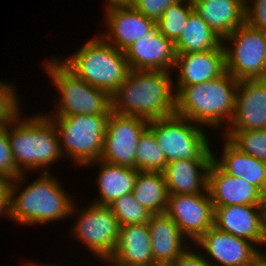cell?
Listing matches in <instances>:
<instances>
[{
	"label": "cell",
	"mask_w": 266,
	"mask_h": 266,
	"mask_svg": "<svg viewBox=\"0 0 266 266\" xmlns=\"http://www.w3.org/2000/svg\"><path fill=\"white\" fill-rule=\"evenodd\" d=\"M132 193L152 214L166 212L168 191L162 172L140 171Z\"/></svg>",
	"instance_id": "27"
},
{
	"label": "cell",
	"mask_w": 266,
	"mask_h": 266,
	"mask_svg": "<svg viewBox=\"0 0 266 266\" xmlns=\"http://www.w3.org/2000/svg\"><path fill=\"white\" fill-rule=\"evenodd\" d=\"M19 112L7 123L8 140L13 159L21 174L25 170L49 167L63 157L56 126L47 115L20 119ZM12 128H11V127Z\"/></svg>",
	"instance_id": "4"
},
{
	"label": "cell",
	"mask_w": 266,
	"mask_h": 266,
	"mask_svg": "<svg viewBox=\"0 0 266 266\" xmlns=\"http://www.w3.org/2000/svg\"><path fill=\"white\" fill-rule=\"evenodd\" d=\"M245 7H246V5H247V3H248V1L247 0H239Z\"/></svg>",
	"instance_id": "43"
},
{
	"label": "cell",
	"mask_w": 266,
	"mask_h": 266,
	"mask_svg": "<svg viewBox=\"0 0 266 266\" xmlns=\"http://www.w3.org/2000/svg\"><path fill=\"white\" fill-rule=\"evenodd\" d=\"M224 137L239 151L266 163V130H226Z\"/></svg>",
	"instance_id": "30"
},
{
	"label": "cell",
	"mask_w": 266,
	"mask_h": 266,
	"mask_svg": "<svg viewBox=\"0 0 266 266\" xmlns=\"http://www.w3.org/2000/svg\"><path fill=\"white\" fill-rule=\"evenodd\" d=\"M169 71L130 70L111 95L112 112L147 120L169 117L176 111V93Z\"/></svg>",
	"instance_id": "1"
},
{
	"label": "cell",
	"mask_w": 266,
	"mask_h": 266,
	"mask_svg": "<svg viewBox=\"0 0 266 266\" xmlns=\"http://www.w3.org/2000/svg\"><path fill=\"white\" fill-rule=\"evenodd\" d=\"M195 243L199 245L198 248L207 252L206 255L209 254L211 258L206 261L211 266H216L212 264V258L221 266H253L264 255L263 251L256 249L253 242L235 237L214 226Z\"/></svg>",
	"instance_id": "13"
},
{
	"label": "cell",
	"mask_w": 266,
	"mask_h": 266,
	"mask_svg": "<svg viewBox=\"0 0 266 266\" xmlns=\"http://www.w3.org/2000/svg\"><path fill=\"white\" fill-rule=\"evenodd\" d=\"M46 74L50 75L59 91L60 100L55 105V116L74 114L110 115L111 95L103 89L95 88L76 76L57 58L44 64Z\"/></svg>",
	"instance_id": "7"
},
{
	"label": "cell",
	"mask_w": 266,
	"mask_h": 266,
	"mask_svg": "<svg viewBox=\"0 0 266 266\" xmlns=\"http://www.w3.org/2000/svg\"><path fill=\"white\" fill-rule=\"evenodd\" d=\"M246 5L245 22L250 26L266 31V0L248 1ZM252 5H249V4Z\"/></svg>",
	"instance_id": "35"
},
{
	"label": "cell",
	"mask_w": 266,
	"mask_h": 266,
	"mask_svg": "<svg viewBox=\"0 0 266 266\" xmlns=\"http://www.w3.org/2000/svg\"><path fill=\"white\" fill-rule=\"evenodd\" d=\"M263 197L266 198V184H265V188H264V194Z\"/></svg>",
	"instance_id": "45"
},
{
	"label": "cell",
	"mask_w": 266,
	"mask_h": 266,
	"mask_svg": "<svg viewBox=\"0 0 266 266\" xmlns=\"http://www.w3.org/2000/svg\"><path fill=\"white\" fill-rule=\"evenodd\" d=\"M36 264H37L38 266H56V265H54V264H53V265H49V263H48V264H46V263H45V264H43V263H42V264H41V263H40V264H39V263H36Z\"/></svg>",
	"instance_id": "41"
},
{
	"label": "cell",
	"mask_w": 266,
	"mask_h": 266,
	"mask_svg": "<svg viewBox=\"0 0 266 266\" xmlns=\"http://www.w3.org/2000/svg\"><path fill=\"white\" fill-rule=\"evenodd\" d=\"M253 266H266V253Z\"/></svg>",
	"instance_id": "40"
},
{
	"label": "cell",
	"mask_w": 266,
	"mask_h": 266,
	"mask_svg": "<svg viewBox=\"0 0 266 266\" xmlns=\"http://www.w3.org/2000/svg\"><path fill=\"white\" fill-rule=\"evenodd\" d=\"M25 175L26 173L21 174L14 181L8 182L9 218L23 225H33L59 221L74 215L76 209L70 195L64 192L48 169L45 168L43 174L40 173L41 177L27 185L20 193L19 185L27 177Z\"/></svg>",
	"instance_id": "2"
},
{
	"label": "cell",
	"mask_w": 266,
	"mask_h": 266,
	"mask_svg": "<svg viewBox=\"0 0 266 266\" xmlns=\"http://www.w3.org/2000/svg\"><path fill=\"white\" fill-rule=\"evenodd\" d=\"M193 10L191 0H180L177 3L168 6L164 10L162 17L156 22L159 32L175 42L180 37L187 19Z\"/></svg>",
	"instance_id": "29"
},
{
	"label": "cell",
	"mask_w": 266,
	"mask_h": 266,
	"mask_svg": "<svg viewBox=\"0 0 266 266\" xmlns=\"http://www.w3.org/2000/svg\"><path fill=\"white\" fill-rule=\"evenodd\" d=\"M238 82L225 71L215 79L183 86L176 93L175 114L203 127L217 128L225 120L229 124L235 111Z\"/></svg>",
	"instance_id": "3"
},
{
	"label": "cell",
	"mask_w": 266,
	"mask_h": 266,
	"mask_svg": "<svg viewBox=\"0 0 266 266\" xmlns=\"http://www.w3.org/2000/svg\"><path fill=\"white\" fill-rule=\"evenodd\" d=\"M113 266H155L148 225L120 226L113 255L107 260Z\"/></svg>",
	"instance_id": "20"
},
{
	"label": "cell",
	"mask_w": 266,
	"mask_h": 266,
	"mask_svg": "<svg viewBox=\"0 0 266 266\" xmlns=\"http://www.w3.org/2000/svg\"><path fill=\"white\" fill-rule=\"evenodd\" d=\"M166 157L159 147L154 133L147 128L141 135L136 150V169L138 171L162 172Z\"/></svg>",
	"instance_id": "28"
},
{
	"label": "cell",
	"mask_w": 266,
	"mask_h": 266,
	"mask_svg": "<svg viewBox=\"0 0 266 266\" xmlns=\"http://www.w3.org/2000/svg\"><path fill=\"white\" fill-rule=\"evenodd\" d=\"M155 266H175L174 264H158V265H155Z\"/></svg>",
	"instance_id": "42"
},
{
	"label": "cell",
	"mask_w": 266,
	"mask_h": 266,
	"mask_svg": "<svg viewBox=\"0 0 266 266\" xmlns=\"http://www.w3.org/2000/svg\"><path fill=\"white\" fill-rule=\"evenodd\" d=\"M108 31L101 36L118 50L124 51L132 43L156 27V21L138 12L130 3L106 9Z\"/></svg>",
	"instance_id": "16"
},
{
	"label": "cell",
	"mask_w": 266,
	"mask_h": 266,
	"mask_svg": "<svg viewBox=\"0 0 266 266\" xmlns=\"http://www.w3.org/2000/svg\"><path fill=\"white\" fill-rule=\"evenodd\" d=\"M52 117V118H51ZM49 118L56 126L62 155L81 166L96 164L100 159L109 115L74 114Z\"/></svg>",
	"instance_id": "6"
},
{
	"label": "cell",
	"mask_w": 266,
	"mask_h": 266,
	"mask_svg": "<svg viewBox=\"0 0 266 266\" xmlns=\"http://www.w3.org/2000/svg\"><path fill=\"white\" fill-rule=\"evenodd\" d=\"M174 68L179 72L174 86L177 93L183 86L220 77L226 71L225 49L177 54Z\"/></svg>",
	"instance_id": "19"
},
{
	"label": "cell",
	"mask_w": 266,
	"mask_h": 266,
	"mask_svg": "<svg viewBox=\"0 0 266 266\" xmlns=\"http://www.w3.org/2000/svg\"><path fill=\"white\" fill-rule=\"evenodd\" d=\"M12 84L0 81V125L7 124L19 113V99Z\"/></svg>",
	"instance_id": "33"
},
{
	"label": "cell",
	"mask_w": 266,
	"mask_h": 266,
	"mask_svg": "<svg viewBox=\"0 0 266 266\" xmlns=\"http://www.w3.org/2000/svg\"><path fill=\"white\" fill-rule=\"evenodd\" d=\"M61 62L76 76L112 95L126 80L130 68L122 50L100 35Z\"/></svg>",
	"instance_id": "5"
},
{
	"label": "cell",
	"mask_w": 266,
	"mask_h": 266,
	"mask_svg": "<svg viewBox=\"0 0 266 266\" xmlns=\"http://www.w3.org/2000/svg\"><path fill=\"white\" fill-rule=\"evenodd\" d=\"M97 161L101 169L96 179L100 200L96 199L94 204L108 206L123 195L133 192L140 171L136 168L110 164L101 159Z\"/></svg>",
	"instance_id": "25"
},
{
	"label": "cell",
	"mask_w": 266,
	"mask_h": 266,
	"mask_svg": "<svg viewBox=\"0 0 266 266\" xmlns=\"http://www.w3.org/2000/svg\"><path fill=\"white\" fill-rule=\"evenodd\" d=\"M107 7L129 4L131 0H107Z\"/></svg>",
	"instance_id": "38"
},
{
	"label": "cell",
	"mask_w": 266,
	"mask_h": 266,
	"mask_svg": "<svg viewBox=\"0 0 266 266\" xmlns=\"http://www.w3.org/2000/svg\"><path fill=\"white\" fill-rule=\"evenodd\" d=\"M165 213L176 223L181 234L193 242L214 226V206L208 190L196 194L168 195Z\"/></svg>",
	"instance_id": "12"
},
{
	"label": "cell",
	"mask_w": 266,
	"mask_h": 266,
	"mask_svg": "<svg viewBox=\"0 0 266 266\" xmlns=\"http://www.w3.org/2000/svg\"><path fill=\"white\" fill-rule=\"evenodd\" d=\"M226 130H266L265 79L238 82L235 111Z\"/></svg>",
	"instance_id": "15"
},
{
	"label": "cell",
	"mask_w": 266,
	"mask_h": 266,
	"mask_svg": "<svg viewBox=\"0 0 266 266\" xmlns=\"http://www.w3.org/2000/svg\"><path fill=\"white\" fill-rule=\"evenodd\" d=\"M200 253H196L187 248V250L173 263L175 266H211Z\"/></svg>",
	"instance_id": "36"
},
{
	"label": "cell",
	"mask_w": 266,
	"mask_h": 266,
	"mask_svg": "<svg viewBox=\"0 0 266 266\" xmlns=\"http://www.w3.org/2000/svg\"><path fill=\"white\" fill-rule=\"evenodd\" d=\"M21 173L18 171L11 152L7 124L0 125V179L14 181Z\"/></svg>",
	"instance_id": "32"
},
{
	"label": "cell",
	"mask_w": 266,
	"mask_h": 266,
	"mask_svg": "<svg viewBox=\"0 0 266 266\" xmlns=\"http://www.w3.org/2000/svg\"><path fill=\"white\" fill-rule=\"evenodd\" d=\"M130 70L169 71L176 61L175 43L156 26L124 50Z\"/></svg>",
	"instance_id": "14"
},
{
	"label": "cell",
	"mask_w": 266,
	"mask_h": 266,
	"mask_svg": "<svg viewBox=\"0 0 266 266\" xmlns=\"http://www.w3.org/2000/svg\"><path fill=\"white\" fill-rule=\"evenodd\" d=\"M155 263L173 264L187 249L176 223L166 214H152L147 223Z\"/></svg>",
	"instance_id": "22"
},
{
	"label": "cell",
	"mask_w": 266,
	"mask_h": 266,
	"mask_svg": "<svg viewBox=\"0 0 266 266\" xmlns=\"http://www.w3.org/2000/svg\"><path fill=\"white\" fill-rule=\"evenodd\" d=\"M262 206H263L264 233L266 237V198H264Z\"/></svg>",
	"instance_id": "39"
},
{
	"label": "cell",
	"mask_w": 266,
	"mask_h": 266,
	"mask_svg": "<svg viewBox=\"0 0 266 266\" xmlns=\"http://www.w3.org/2000/svg\"><path fill=\"white\" fill-rule=\"evenodd\" d=\"M212 161L213 159H180L166 164L162 173L168 195L206 192L208 170Z\"/></svg>",
	"instance_id": "21"
},
{
	"label": "cell",
	"mask_w": 266,
	"mask_h": 266,
	"mask_svg": "<svg viewBox=\"0 0 266 266\" xmlns=\"http://www.w3.org/2000/svg\"><path fill=\"white\" fill-rule=\"evenodd\" d=\"M27 266H38L36 263L30 262Z\"/></svg>",
	"instance_id": "44"
},
{
	"label": "cell",
	"mask_w": 266,
	"mask_h": 266,
	"mask_svg": "<svg viewBox=\"0 0 266 266\" xmlns=\"http://www.w3.org/2000/svg\"><path fill=\"white\" fill-rule=\"evenodd\" d=\"M207 190L213 206L263 205V193L256 186L229 175L214 161L208 170Z\"/></svg>",
	"instance_id": "18"
},
{
	"label": "cell",
	"mask_w": 266,
	"mask_h": 266,
	"mask_svg": "<svg viewBox=\"0 0 266 266\" xmlns=\"http://www.w3.org/2000/svg\"><path fill=\"white\" fill-rule=\"evenodd\" d=\"M149 120L111 112L107 121L101 160L129 168H136V150Z\"/></svg>",
	"instance_id": "11"
},
{
	"label": "cell",
	"mask_w": 266,
	"mask_h": 266,
	"mask_svg": "<svg viewBox=\"0 0 266 266\" xmlns=\"http://www.w3.org/2000/svg\"><path fill=\"white\" fill-rule=\"evenodd\" d=\"M108 207L118 219L120 226L148 223L152 215L135 199L133 193L123 195Z\"/></svg>",
	"instance_id": "31"
},
{
	"label": "cell",
	"mask_w": 266,
	"mask_h": 266,
	"mask_svg": "<svg viewBox=\"0 0 266 266\" xmlns=\"http://www.w3.org/2000/svg\"><path fill=\"white\" fill-rule=\"evenodd\" d=\"M194 11L222 39L245 22L246 7L239 0H191Z\"/></svg>",
	"instance_id": "23"
},
{
	"label": "cell",
	"mask_w": 266,
	"mask_h": 266,
	"mask_svg": "<svg viewBox=\"0 0 266 266\" xmlns=\"http://www.w3.org/2000/svg\"><path fill=\"white\" fill-rule=\"evenodd\" d=\"M224 41L226 72L238 81L266 78V31L244 22Z\"/></svg>",
	"instance_id": "9"
},
{
	"label": "cell",
	"mask_w": 266,
	"mask_h": 266,
	"mask_svg": "<svg viewBox=\"0 0 266 266\" xmlns=\"http://www.w3.org/2000/svg\"><path fill=\"white\" fill-rule=\"evenodd\" d=\"M73 226V235L88 248L92 254L107 261L114 253L120 232V224L108 206L90 204L78 215Z\"/></svg>",
	"instance_id": "10"
},
{
	"label": "cell",
	"mask_w": 266,
	"mask_h": 266,
	"mask_svg": "<svg viewBox=\"0 0 266 266\" xmlns=\"http://www.w3.org/2000/svg\"><path fill=\"white\" fill-rule=\"evenodd\" d=\"M222 158L213 161L226 173L256 186L263 194L266 184V163L239 151L226 138Z\"/></svg>",
	"instance_id": "24"
},
{
	"label": "cell",
	"mask_w": 266,
	"mask_h": 266,
	"mask_svg": "<svg viewBox=\"0 0 266 266\" xmlns=\"http://www.w3.org/2000/svg\"><path fill=\"white\" fill-rule=\"evenodd\" d=\"M10 216L8 182L0 179V216Z\"/></svg>",
	"instance_id": "37"
},
{
	"label": "cell",
	"mask_w": 266,
	"mask_h": 266,
	"mask_svg": "<svg viewBox=\"0 0 266 266\" xmlns=\"http://www.w3.org/2000/svg\"><path fill=\"white\" fill-rule=\"evenodd\" d=\"M214 227L254 244L266 245L262 205L214 206Z\"/></svg>",
	"instance_id": "17"
},
{
	"label": "cell",
	"mask_w": 266,
	"mask_h": 266,
	"mask_svg": "<svg viewBox=\"0 0 266 266\" xmlns=\"http://www.w3.org/2000/svg\"><path fill=\"white\" fill-rule=\"evenodd\" d=\"M179 1L180 0H131L130 4L138 12L157 22L168 6Z\"/></svg>",
	"instance_id": "34"
},
{
	"label": "cell",
	"mask_w": 266,
	"mask_h": 266,
	"mask_svg": "<svg viewBox=\"0 0 266 266\" xmlns=\"http://www.w3.org/2000/svg\"><path fill=\"white\" fill-rule=\"evenodd\" d=\"M174 43L176 54L224 49L223 39L194 10Z\"/></svg>",
	"instance_id": "26"
},
{
	"label": "cell",
	"mask_w": 266,
	"mask_h": 266,
	"mask_svg": "<svg viewBox=\"0 0 266 266\" xmlns=\"http://www.w3.org/2000/svg\"><path fill=\"white\" fill-rule=\"evenodd\" d=\"M176 114L149 120L148 128L166 157V164L180 159H213L203 128Z\"/></svg>",
	"instance_id": "8"
}]
</instances>
